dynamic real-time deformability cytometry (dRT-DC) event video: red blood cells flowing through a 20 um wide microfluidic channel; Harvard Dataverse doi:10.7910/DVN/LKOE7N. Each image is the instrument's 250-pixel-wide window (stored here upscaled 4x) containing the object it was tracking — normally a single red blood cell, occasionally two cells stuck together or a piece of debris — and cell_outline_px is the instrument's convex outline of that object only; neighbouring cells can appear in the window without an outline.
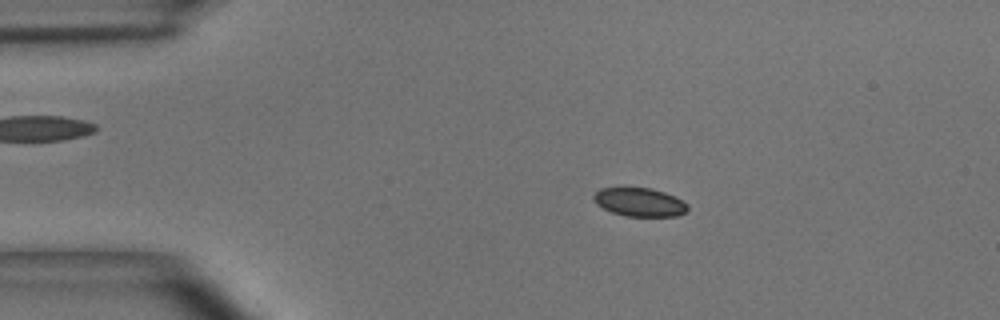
{"species": "common noctule bat (a hibernating species)", "species_latin": "Nyctalus noctula", "temperature_condition": "room temperature", "stored_images_in_passage": 55, "camera_frame_rate_fps": 3000, "um_per_image_px": 0.085, "animal": {"sex": "male", "body_mass_g": 15.6}, "frame": {"image": 1, "passage_image": 10, "time_ms": 3.0, "image_size_px": [1000, 320], "cell_outline_px": [[688, 208], [684, 212], [676, 216], [624, 216], [612, 212], [596, 204], [592, 196], [600, 188], [652, 188], [676, 196], [688, 204]], "centroid_in_image_um": [54.37, 17.18], "position_along_channel_um": 30.6, "area_um2": 15.61}}
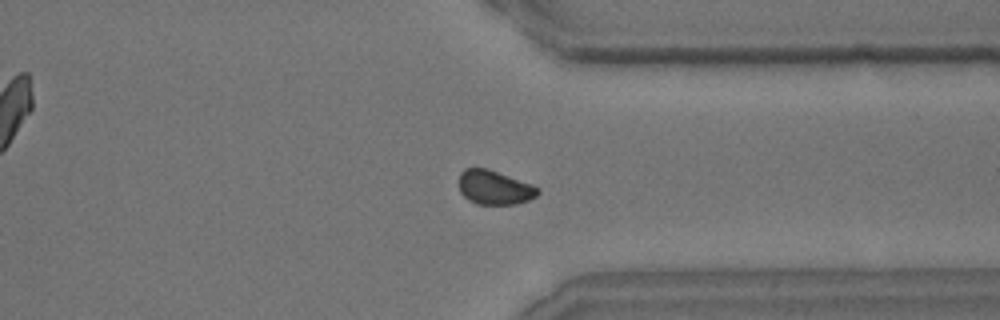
{"frame": {"image": 2, "passage_image": 42, "time_ms": 13.667, "image_size_px": [1000, 320], "cell_outline_px": [[540, 192], [536, 196], [528, 200], [516, 204], [476, 204], [468, 200], [460, 192], [460, 172], [464, 168], [488, 168], [532, 184], [540, 188]], "centroid_in_image_um": [42.04, 15.93], "position_along_channel_um": 369.4, "area_um2": 15.78}}
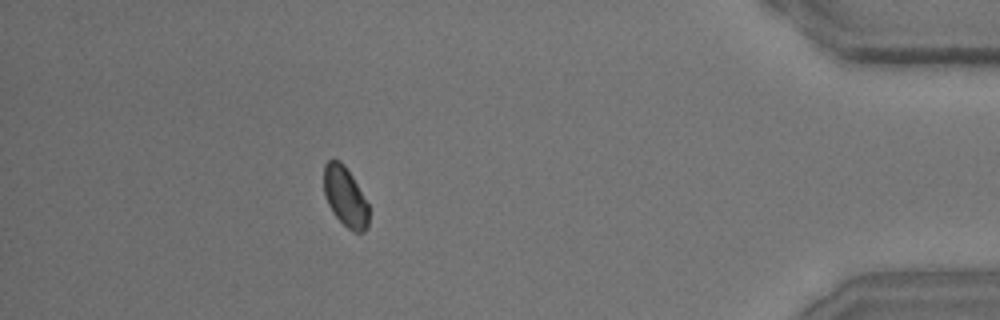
{"frame": {"image": 3, "passage_image": 49, "time_ms": 16.0, "image_size_px": [1000, 320], "cell_outline_px": [[368, 228], [364, 232], [352, 232], [332, 212], [328, 204], [324, 192], [324, 164], [328, 160], [340, 160], [344, 164], [352, 176], [368, 204]], "centroid_in_image_um": [29.34, 16.72], "position_along_channel_um": 405.9, "area_um2": 15.55}, "authors_computed_cell_mechanics": {"area_um2": 16.184, "velocity_mm_per_s": 3.627, "shape_relaxation_time_tau1_ms": 2.8672, "shape_relaxation_time_tau2_ms": 2.9233, "deformation_change_tau1": 0.0432, "deformation_change_tau2": 0.0478}}